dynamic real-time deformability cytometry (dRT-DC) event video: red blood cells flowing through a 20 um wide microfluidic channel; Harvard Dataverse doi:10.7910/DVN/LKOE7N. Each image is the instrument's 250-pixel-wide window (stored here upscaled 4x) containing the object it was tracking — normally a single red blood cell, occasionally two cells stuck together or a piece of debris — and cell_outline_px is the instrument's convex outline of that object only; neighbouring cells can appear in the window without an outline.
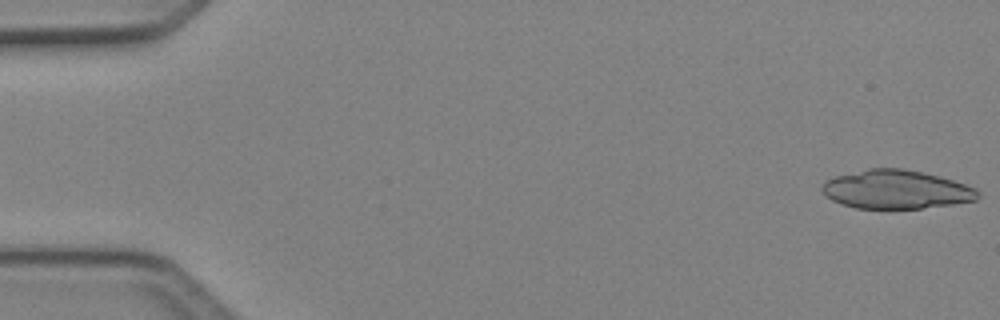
{"species": "Egyptian fruit bat (a non-hibernating species)", "species_latin": "Rousettus aegyptiacus", "temperature_condition": "cold", "stored_images_in_passage": 19, "camera_frame_rate_fps": 3000, "um_per_image_px": 0.085, "animal": {"sex": "female"}, "frame": {"image": 1, "passage_image": 1, "time_ms": 0.0, "image_size_px": [1000, 320], "cell_outline_px": [[980, 196], [976, 200], [952, 204], [920, 208], [856, 208], [840, 204], [832, 200], [820, 188], [824, 180], [836, 176], [868, 168], [900, 168], [940, 176], [976, 188]], "centroid_in_image_um": [76.15, 16.1], "position_along_channel_um": 8.8, "area_um2": 34.91}}